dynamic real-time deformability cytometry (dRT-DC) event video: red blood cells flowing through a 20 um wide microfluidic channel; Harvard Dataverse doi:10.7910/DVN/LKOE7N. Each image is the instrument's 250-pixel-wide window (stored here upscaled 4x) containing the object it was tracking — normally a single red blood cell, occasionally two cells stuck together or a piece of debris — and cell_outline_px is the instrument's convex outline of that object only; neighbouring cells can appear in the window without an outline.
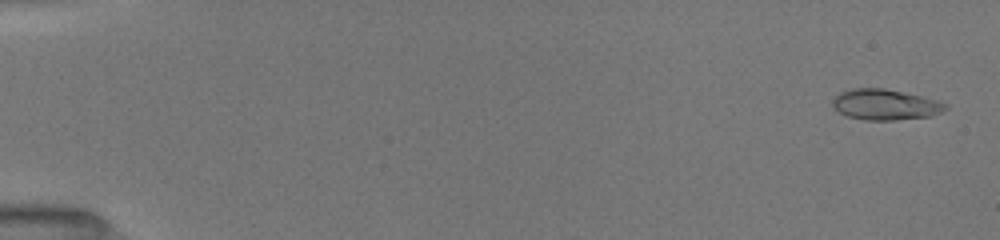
{"species": "common noctule bat (a hibernating species)", "species_latin": "Nyctalus noctula", "temperature_condition": "room temperature", "stored_images_in_passage": 52, "camera_frame_rate_fps": 3000, "um_per_image_px": 0.085, "animal": {"sex": "female", "body_mass_g": 19.5, "forearm_length_mm": 54.1}, "frame": {"image": 1, "passage_image": 2, "time_ms": 0.333, "image_size_px": [1000, 240], "cell_outline_px": [[948, 108], [940, 112], [928, 116], [892, 120], [864, 120], [848, 116], [832, 108], [832, 100], [840, 92], [852, 88], [884, 88], [924, 96], [948, 104]], "centroid_in_image_um": [75.22, 8.88], "position_along_channel_um": 9.8, "area_um2": 20.17}}
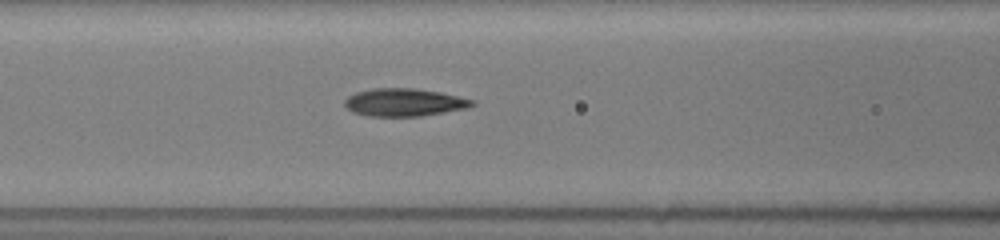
{"frame": {"image": 2, "passage_image": 23, "time_ms": 7.333, "image_size_px": [1000, 240], "cell_outline_px": [[476, 104], [468, 108], [420, 116], [368, 116], [352, 112], [344, 104], [344, 100], [348, 96], [356, 92], [372, 88], [416, 88], [440, 92], [476, 100]], "centroid_in_image_um": [34.37, 8.69], "position_along_channel_um": 132.2, "area_um2": 20.75}}
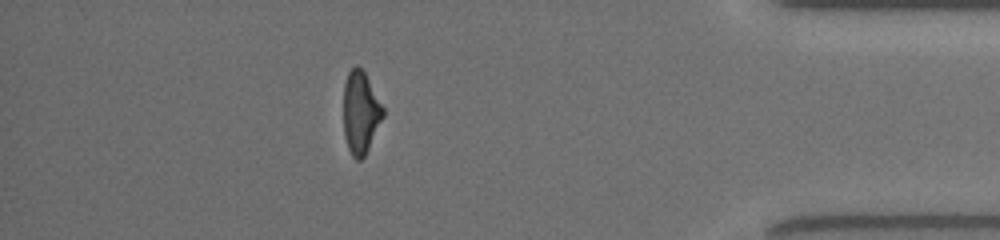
{"frame": {"image": 3, "passage_image": 46, "time_ms": 15.0, "image_size_px": [1000, 240], "cell_outline_px": [[384, 116], [364, 156], [360, 160], [356, 160], [352, 156], [348, 148], [344, 136], [344, 84], [348, 72], [356, 64], [364, 72], [384, 108]], "centroid_in_image_um": [30.64, 9.57], "position_along_channel_um": 404.6, "area_um2": 18.79}, "authors_computed_cell_mechanics": {"area_um2": 20.0566, "velocity_mm_per_s": 4.0177, "shape_relaxation_time_tau1_ms": 7.3968, "shape_relaxation_time_tau2_ms": 1.4928, "deformation_change_tau1": 0.2171, "deformation_change_tau2": 0.0853}}